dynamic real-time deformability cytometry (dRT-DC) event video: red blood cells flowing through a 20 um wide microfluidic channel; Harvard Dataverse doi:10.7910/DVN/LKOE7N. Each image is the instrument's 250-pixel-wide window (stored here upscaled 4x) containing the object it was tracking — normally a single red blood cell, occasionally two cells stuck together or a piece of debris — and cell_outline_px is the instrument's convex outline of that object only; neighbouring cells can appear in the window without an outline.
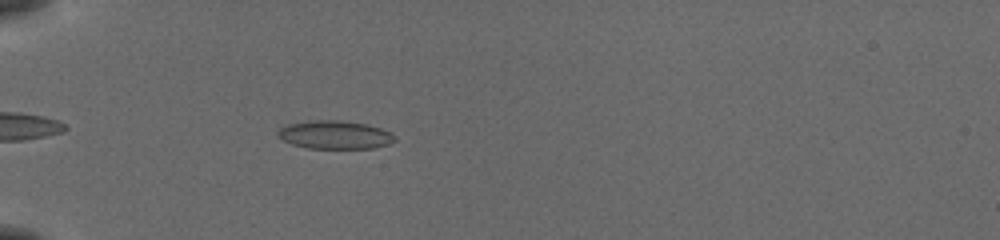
{"species": "common noctule bat (a hibernating species)", "species_latin": "Nyctalus noctula", "temperature_condition": "cold", "stored_images_in_passage": 42, "camera_frame_rate_fps": 3000, "um_per_image_px": 0.085, "animal": {"sex": "female", "body_mass_g": 19.5, "forearm_length_mm": 54.1}, "frame": {"image": 1, "passage_image": 6, "time_ms": 1.667, "image_size_px": [1000, 240], "cell_outline_px": [[396, 140], [388, 144], [372, 148], [308, 148], [292, 144], [276, 136], [276, 132], [280, 128], [288, 124], [316, 120], [336, 120], [364, 124], [380, 128], [396, 136]], "centroid_in_image_um": [28.43, 11.46], "position_along_channel_um": 56.6, "area_um2": 19.02}}
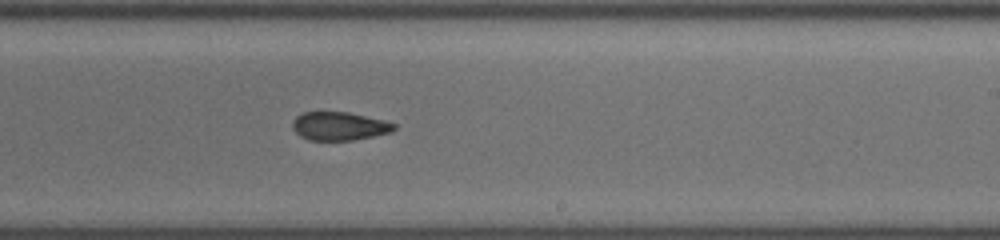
{"frame": {"image": 2, "passage_image": 23, "time_ms": 7.333, "image_size_px": [1000, 240], "cell_outline_px": [[396, 128], [392, 132], [352, 140], [308, 140], [300, 136], [292, 128], [292, 120], [296, 116], [304, 112], [348, 112], [384, 120], [396, 124]], "centroid_in_image_um": [28.82, 10.72], "position_along_channel_um": 260.2, "area_um2": 16.82}}
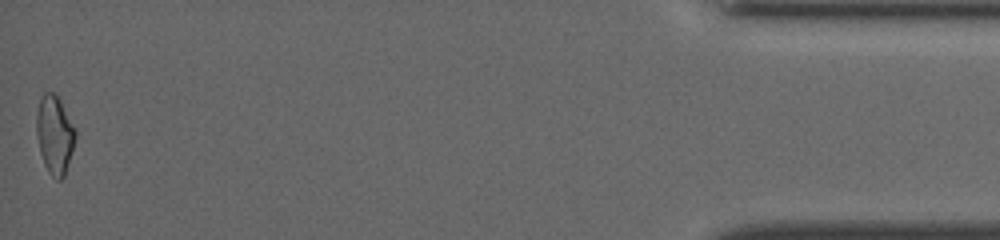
{"frame": {"image": 3, "passage_image": 42, "time_ms": 13.667, "image_size_px": [1000, 240], "cell_outline_px": [[76, 136], [72, 152], [64, 176], [60, 180], [56, 180], [48, 172], [44, 164], [40, 152], [36, 132], [36, 112], [40, 96], [44, 92], [56, 92], [76, 132]], "centroid_in_image_um": [4.62, 11.43], "position_along_channel_um": 430.6, "area_um2": 17.8}, "authors_computed_cell_mechanics": {"area_um2": 17.7446, "velocity_mm_per_s": 3.917, "shape_relaxation_time_tau1_ms": null, "shape_relaxation_time_tau2_ms": 2.4946, "deformation_change_tau1": null, "deformation_change_tau2": 0.0884}}